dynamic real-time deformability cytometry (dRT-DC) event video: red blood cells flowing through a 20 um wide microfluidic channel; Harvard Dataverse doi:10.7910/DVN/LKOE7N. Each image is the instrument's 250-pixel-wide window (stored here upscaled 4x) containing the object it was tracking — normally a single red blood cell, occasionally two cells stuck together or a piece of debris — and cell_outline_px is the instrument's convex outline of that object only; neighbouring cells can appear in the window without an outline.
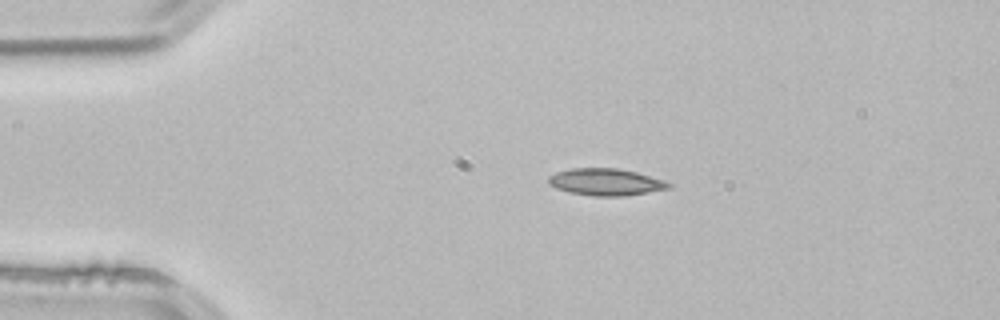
{"species": "common noctule bat (a hibernating species)", "species_latin": "Nyctalus noctula", "temperature_condition": "room temperature", "stored_images_in_passage": 3, "segment_of_instrument_passage": [1, 2], "camera_frame_rate_fps": 3000, "um_per_image_px": 0.085, "animal": {"sex": "male", "body_mass_g": 21.5, "forearm_length_mm": 52.0}, "frame": {"image": 1, "passage_image": 1, "time_ms": 0.0, "image_size_px": [1000, 320], "cell_outline_px": [[672, 188], [648, 192], [620, 196], [592, 196], [568, 192], [556, 188], [548, 184], [548, 176], [556, 172], [572, 168], [620, 168], [636, 172], [664, 180], [672, 184]], "centroid_in_image_um": [51.48, 15.47], "position_along_channel_um": 33.5, "area_um2": 18.96}}